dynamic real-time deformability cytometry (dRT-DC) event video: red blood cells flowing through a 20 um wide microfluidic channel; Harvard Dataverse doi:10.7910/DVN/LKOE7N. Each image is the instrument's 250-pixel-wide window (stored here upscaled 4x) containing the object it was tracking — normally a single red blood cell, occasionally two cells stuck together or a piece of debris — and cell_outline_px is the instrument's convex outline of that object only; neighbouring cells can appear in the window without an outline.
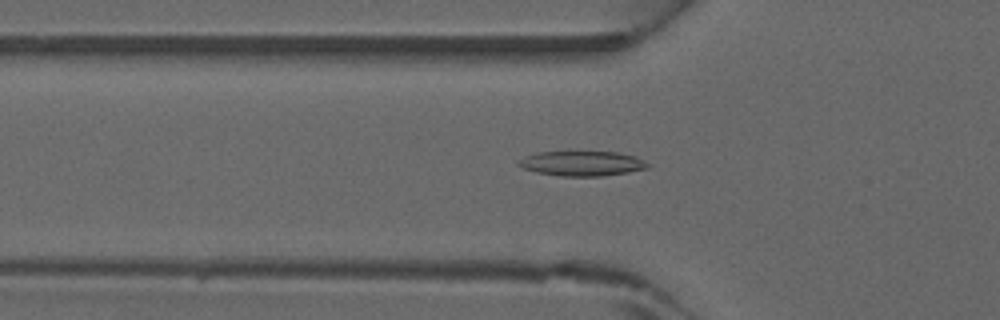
{"species": "common noctule bat (a hibernating species)", "species_latin": "Nyctalus noctula", "temperature_condition": "warm", "stored_images_in_passage": 32, "camera_frame_rate_fps": 3000, "um_per_image_px": 0.085, "animal": {"sex": "male", "forearm_length_mm": 52.5}, "frame": {"image": 1, "passage_image": 5, "time_ms": 1.333, "image_size_px": [1000, 320], "cell_outline_px": [[652, 164], [648, 168], [628, 172], [604, 176], [560, 176], [536, 172], [524, 168], [516, 164], [516, 160], [524, 156], [540, 152], [616, 152], [636, 156]], "centroid_in_image_um": [49.48, 13.89], "position_along_channel_um": 76.3, "area_um2": 18.84}}
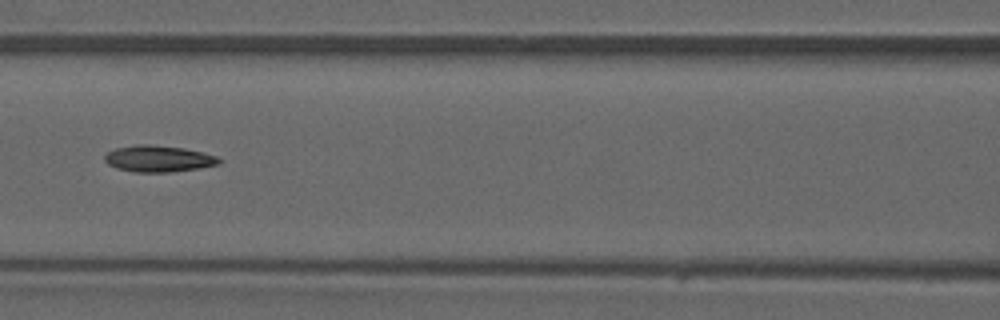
{"frame": {"image": 2, "passage_image": 10, "time_ms": 3.0, "image_size_px": [1000, 320], "cell_outline_px": [[224, 160], [220, 164], [200, 168], [168, 172], [132, 172], [116, 168], [108, 164], [104, 160], [104, 156], [108, 152], [116, 148], [136, 144], [148, 144], [184, 148], [216, 156]], "centroid_in_image_um": [13.47, 13.49], "position_along_channel_um": 153.1, "area_um2": 17.69}}
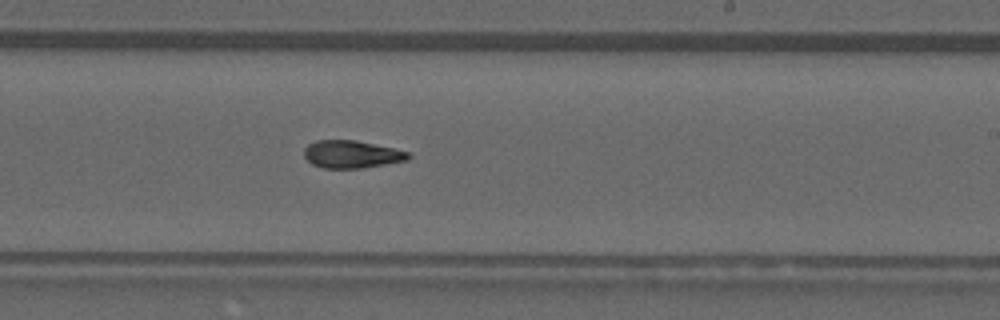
{"frame": {"image": 3, "passage_image": 17, "time_ms": 5.333, "image_size_px": [1000, 320], "cell_outline_px": [[412, 156], [408, 160], [364, 168], [324, 168], [312, 164], [304, 156], [304, 148], [308, 144], [316, 140], [356, 140], [392, 148], [408, 152]], "centroid_in_image_um": [29.88, 13.11], "position_along_channel_um": 259.1, "area_um2": 16.76}}